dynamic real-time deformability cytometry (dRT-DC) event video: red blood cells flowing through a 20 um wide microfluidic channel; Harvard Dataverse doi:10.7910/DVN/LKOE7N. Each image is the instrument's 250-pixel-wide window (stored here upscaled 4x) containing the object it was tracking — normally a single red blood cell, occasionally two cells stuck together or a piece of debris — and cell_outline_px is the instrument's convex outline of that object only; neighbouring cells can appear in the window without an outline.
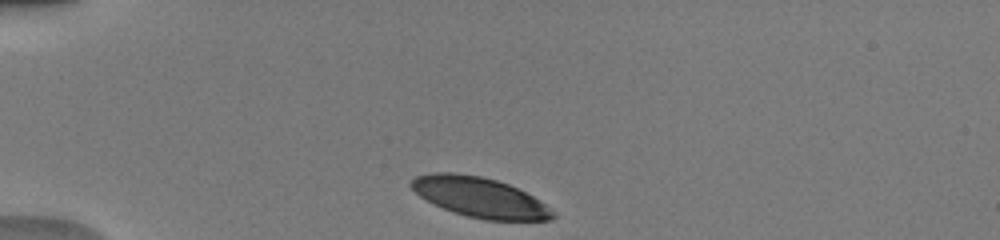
{"species": "human", "species_latin": "Homo sapiens", "temperature_condition": "warm", "stored_images_in_passage": 34, "camera_frame_rate_fps": 3000, "um_per_image_px": 0.085, "donor": {"sex": "male"}, "frame": {"image": 1, "passage_image": 1, "time_ms": 0.0, "image_size_px": [1000, 240], "cell_outline_px": [[556, 216], [552, 220], [484, 220], [468, 216], [444, 208], [420, 196], [408, 184], [416, 176], [432, 172], [452, 172], [480, 176], [496, 180], [508, 184], [540, 200], [556, 212]], "centroid_in_image_um": [40.81, 16.77], "position_along_channel_um": 44.2, "area_um2": 32.71}}
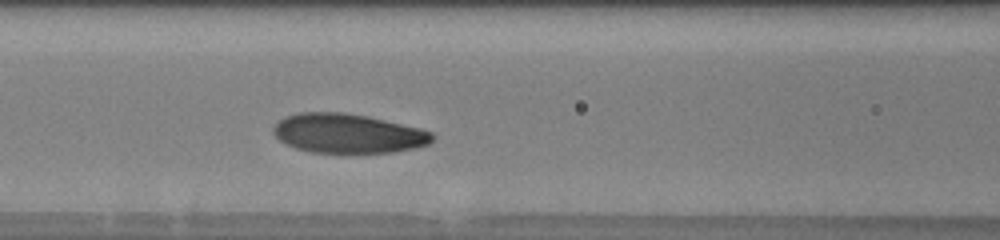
{"frame": {"image": 2, "passage_image": 11, "time_ms": 3.333, "image_size_px": [1000, 240], "cell_outline_px": [[436, 136], [428, 144], [412, 148], [392, 152], [312, 152], [296, 148], [280, 140], [272, 132], [272, 128], [284, 116], [300, 112], [344, 112], [368, 116], [420, 128], [432, 132]], "centroid_in_image_um": [29.57, 11.32], "position_along_channel_um": 137.0, "area_um2": 36.24}}
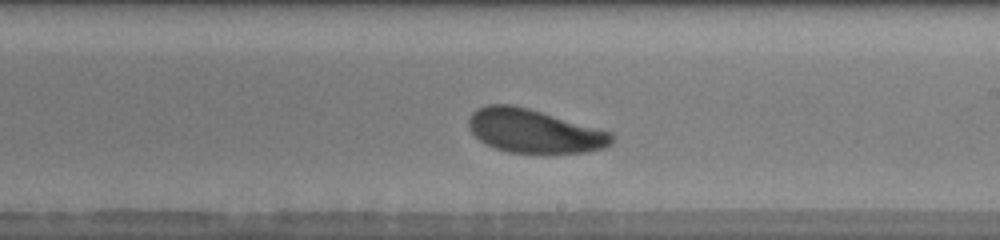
{"frame": {"image": 3, "passage_image": 19, "time_ms": 6.0, "image_size_px": [1000, 240], "cell_outline_px": [[612, 144], [604, 148], [588, 152], [508, 152], [484, 144], [468, 128], [468, 120], [472, 112], [476, 108], [488, 104], [512, 104], [528, 108], [612, 132]], "centroid_in_image_um": [45.37, 11.12], "position_along_channel_um": 243.6, "area_um2": 36.18}, "authors_computed_cell_mechanics": {"area_um2": 36.9631, "velocity_mm_per_s": 3.9994, "shape_relaxation_time_tau1_ms": 1.7318, "shape_relaxation_time_tau2_ms": null, "deformation_change_tau1": 0.1191, "deformation_change_tau2": null}}